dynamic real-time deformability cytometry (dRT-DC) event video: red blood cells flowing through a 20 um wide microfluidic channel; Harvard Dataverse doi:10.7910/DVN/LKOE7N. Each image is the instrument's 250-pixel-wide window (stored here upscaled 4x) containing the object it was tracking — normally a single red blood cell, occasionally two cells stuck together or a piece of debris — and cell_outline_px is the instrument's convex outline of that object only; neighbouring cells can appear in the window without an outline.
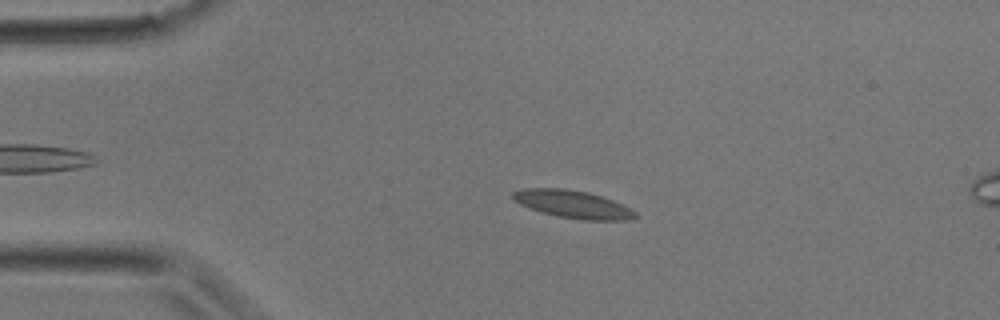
{"species": "common noctule bat (a hibernating species)", "species_latin": "Nyctalus noctula", "temperature_condition": "room temperature", "stored_images_in_passage": 10, "camera_frame_rate_fps": 3000, "um_per_image_px": 0.085, "animal": {"sex": "male", "body_mass_g": 17.9}, "frame": {"image": 1, "passage_image": 7, "time_ms": 2.0, "image_size_px": [1000, 320], "cell_outline_px": [[636, 216], [632, 220], [584, 220], [556, 216], [528, 208], [512, 200], [512, 192], [524, 188], [568, 188], [588, 192], [612, 200], [632, 208], [636, 212]], "centroid_in_image_um": [48.68, 17.36], "position_along_channel_um": 36.3, "area_um2": 19.94}}